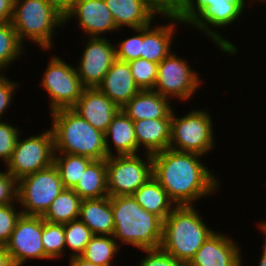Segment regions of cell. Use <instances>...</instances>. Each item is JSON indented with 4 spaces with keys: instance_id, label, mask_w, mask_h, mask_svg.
Segmentation results:
<instances>
[{
    "instance_id": "22",
    "label": "cell",
    "mask_w": 266,
    "mask_h": 266,
    "mask_svg": "<svg viewBox=\"0 0 266 266\" xmlns=\"http://www.w3.org/2000/svg\"><path fill=\"white\" fill-rule=\"evenodd\" d=\"M171 120L172 118H157L133 121L138 148H144L143 153L149 154L168 149L171 140Z\"/></svg>"
},
{
    "instance_id": "28",
    "label": "cell",
    "mask_w": 266,
    "mask_h": 266,
    "mask_svg": "<svg viewBox=\"0 0 266 266\" xmlns=\"http://www.w3.org/2000/svg\"><path fill=\"white\" fill-rule=\"evenodd\" d=\"M93 159L66 153H54L53 164L57 167L65 188L73 189Z\"/></svg>"
},
{
    "instance_id": "33",
    "label": "cell",
    "mask_w": 266,
    "mask_h": 266,
    "mask_svg": "<svg viewBox=\"0 0 266 266\" xmlns=\"http://www.w3.org/2000/svg\"><path fill=\"white\" fill-rule=\"evenodd\" d=\"M128 63L140 90H153L157 80L158 64L142 58L131 60Z\"/></svg>"
},
{
    "instance_id": "36",
    "label": "cell",
    "mask_w": 266,
    "mask_h": 266,
    "mask_svg": "<svg viewBox=\"0 0 266 266\" xmlns=\"http://www.w3.org/2000/svg\"><path fill=\"white\" fill-rule=\"evenodd\" d=\"M19 135H21L19 128L0 121V159L5 165L11 158Z\"/></svg>"
},
{
    "instance_id": "40",
    "label": "cell",
    "mask_w": 266,
    "mask_h": 266,
    "mask_svg": "<svg viewBox=\"0 0 266 266\" xmlns=\"http://www.w3.org/2000/svg\"><path fill=\"white\" fill-rule=\"evenodd\" d=\"M161 16H178L184 0H145Z\"/></svg>"
},
{
    "instance_id": "44",
    "label": "cell",
    "mask_w": 266,
    "mask_h": 266,
    "mask_svg": "<svg viewBox=\"0 0 266 266\" xmlns=\"http://www.w3.org/2000/svg\"><path fill=\"white\" fill-rule=\"evenodd\" d=\"M69 259H70L69 266H99L82 258L81 256H75Z\"/></svg>"
},
{
    "instance_id": "21",
    "label": "cell",
    "mask_w": 266,
    "mask_h": 266,
    "mask_svg": "<svg viewBox=\"0 0 266 266\" xmlns=\"http://www.w3.org/2000/svg\"><path fill=\"white\" fill-rule=\"evenodd\" d=\"M116 27L136 29L150 25L158 14L145 0H104Z\"/></svg>"
},
{
    "instance_id": "38",
    "label": "cell",
    "mask_w": 266,
    "mask_h": 266,
    "mask_svg": "<svg viewBox=\"0 0 266 266\" xmlns=\"http://www.w3.org/2000/svg\"><path fill=\"white\" fill-rule=\"evenodd\" d=\"M18 201V180L7 171H0V205Z\"/></svg>"
},
{
    "instance_id": "20",
    "label": "cell",
    "mask_w": 266,
    "mask_h": 266,
    "mask_svg": "<svg viewBox=\"0 0 266 266\" xmlns=\"http://www.w3.org/2000/svg\"><path fill=\"white\" fill-rule=\"evenodd\" d=\"M169 100L154 90H141L121 109L132 121L172 118L173 108Z\"/></svg>"
},
{
    "instance_id": "45",
    "label": "cell",
    "mask_w": 266,
    "mask_h": 266,
    "mask_svg": "<svg viewBox=\"0 0 266 266\" xmlns=\"http://www.w3.org/2000/svg\"><path fill=\"white\" fill-rule=\"evenodd\" d=\"M262 254L261 258L259 260V266H266V241L264 240L263 246H262Z\"/></svg>"
},
{
    "instance_id": "26",
    "label": "cell",
    "mask_w": 266,
    "mask_h": 266,
    "mask_svg": "<svg viewBox=\"0 0 266 266\" xmlns=\"http://www.w3.org/2000/svg\"><path fill=\"white\" fill-rule=\"evenodd\" d=\"M106 159L93 160L83 172L73 190L82 200L109 196L107 191Z\"/></svg>"
},
{
    "instance_id": "46",
    "label": "cell",
    "mask_w": 266,
    "mask_h": 266,
    "mask_svg": "<svg viewBox=\"0 0 266 266\" xmlns=\"http://www.w3.org/2000/svg\"><path fill=\"white\" fill-rule=\"evenodd\" d=\"M259 226V228L261 229V231L265 234L266 236V221L264 222H260V224H257Z\"/></svg>"
},
{
    "instance_id": "6",
    "label": "cell",
    "mask_w": 266,
    "mask_h": 266,
    "mask_svg": "<svg viewBox=\"0 0 266 266\" xmlns=\"http://www.w3.org/2000/svg\"><path fill=\"white\" fill-rule=\"evenodd\" d=\"M11 24L23 45L29 39L49 51L56 28H63L64 14L49 0H14Z\"/></svg>"
},
{
    "instance_id": "3",
    "label": "cell",
    "mask_w": 266,
    "mask_h": 266,
    "mask_svg": "<svg viewBox=\"0 0 266 266\" xmlns=\"http://www.w3.org/2000/svg\"><path fill=\"white\" fill-rule=\"evenodd\" d=\"M246 4V0H184L178 17L182 24L204 31L203 34L214 41L221 52L233 56L238 53L237 47L212 28L226 27L238 21Z\"/></svg>"
},
{
    "instance_id": "16",
    "label": "cell",
    "mask_w": 266,
    "mask_h": 266,
    "mask_svg": "<svg viewBox=\"0 0 266 266\" xmlns=\"http://www.w3.org/2000/svg\"><path fill=\"white\" fill-rule=\"evenodd\" d=\"M238 242L227 235L214 232L198 249L189 266H242Z\"/></svg>"
},
{
    "instance_id": "23",
    "label": "cell",
    "mask_w": 266,
    "mask_h": 266,
    "mask_svg": "<svg viewBox=\"0 0 266 266\" xmlns=\"http://www.w3.org/2000/svg\"><path fill=\"white\" fill-rule=\"evenodd\" d=\"M104 135L108 157L114 155L111 149L112 144L110 146L109 141L114 144L116 155H136L139 153L134 123L122 109L113 117Z\"/></svg>"
},
{
    "instance_id": "35",
    "label": "cell",
    "mask_w": 266,
    "mask_h": 266,
    "mask_svg": "<svg viewBox=\"0 0 266 266\" xmlns=\"http://www.w3.org/2000/svg\"><path fill=\"white\" fill-rule=\"evenodd\" d=\"M14 203L0 205V245H5L12 234L16 222L21 216V210L14 206Z\"/></svg>"
},
{
    "instance_id": "15",
    "label": "cell",
    "mask_w": 266,
    "mask_h": 266,
    "mask_svg": "<svg viewBox=\"0 0 266 266\" xmlns=\"http://www.w3.org/2000/svg\"><path fill=\"white\" fill-rule=\"evenodd\" d=\"M73 18H77L76 22H79L80 28L89 37L101 38L105 32L112 33L119 30L104 0H77L64 13V25Z\"/></svg>"
},
{
    "instance_id": "30",
    "label": "cell",
    "mask_w": 266,
    "mask_h": 266,
    "mask_svg": "<svg viewBox=\"0 0 266 266\" xmlns=\"http://www.w3.org/2000/svg\"><path fill=\"white\" fill-rule=\"evenodd\" d=\"M24 49L11 22L0 23V74L21 57Z\"/></svg>"
},
{
    "instance_id": "11",
    "label": "cell",
    "mask_w": 266,
    "mask_h": 266,
    "mask_svg": "<svg viewBox=\"0 0 266 266\" xmlns=\"http://www.w3.org/2000/svg\"><path fill=\"white\" fill-rule=\"evenodd\" d=\"M43 75L40 84L48 92L50 112L71 109L85 88L77 74L76 67L55 55L49 60Z\"/></svg>"
},
{
    "instance_id": "42",
    "label": "cell",
    "mask_w": 266,
    "mask_h": 266,
    "mask_svg": "<svg viewBox=\"0 0 266 266\" xmlns=\"http://www.w3.org/2000/svg\"><path fill=\"white\" fill-rule=\"evenodd\" d=\"M63 14L67 12L77 0H49Z\"/></svg>"
},
{
    "instance_id": "1",
    "label": "cell",
    "mask_w": 266,
    "mask_h": 266,
    "mask_svg": "<svg viewBox=\"0 0 266 266\" xmlns=\"http://www.w3.org/2000/svg\"><path fill=\"white\" fill-rule=\"evenodd\" d=\"M202 155L173 149L152 154L153 177L175 205H193L194 201L212 195L219 180L201 162Z\"/></svg>"
},
{
    "instance_id": "2",
    "label": "cell",
    "mask_w": 266,
    "mask_h": 266,
    "mask_svg": "<svg viewBox=\"0 0 266 266\" xmlns=\"http://www.w3.org/2000/svg\"><path fill=\"white\" fill-rule=\"evenodd\" d=\"M115 223L113 238L116 242L133 245L138 249L160 247L163 221L142 208L133 197H111Z\"/></svg>"
},
{
    "instance_id": "5",
    "label": "cell",
    "mask_w": 266,
    "mask_h": 266,
    "mask_svg": "<svg viewBox=\"0 0 266 266\" xmlns=\"http://www.w3.org/2000/svg\"><path fill=\"white\" fill-rule=\"evenodd\" d=\"M50 114L55 153L86 156L93 160L108 157L104 133L72 109H59Z\"/></svg>"
},
{
    "instance_id": "18",
    "label": "cell",
    "mask_w": 266,
    "mask_h": 266,
    "mask_svg": "<svg viewBox=\"0 0 266 266\" xmlns=\"http://www.w3.org/2000/svg\"><path fill=\"white\" fill-rule=\"evenodd\" d=\"M167 18L166 25L142 27V43L140 58L159 64L171 53V44L176 31V24H181L178 16H163Z\"/></svg>"
},
{
    "instance_id": "9",
    "label": "cell",
    "mask_w": 266,
    "mask_h": 266,
    "mask_svg": "<svg viewBox=\"0 0 266 266\" xmlns=\"http://www.w3.org/2000/svg\"><path fill=\"white\" fill-rule=\"evenodd\" d=\"M116 155L106 158L107 191L110 197L133 195L153 177L152 154Z\"/></svg>"
},
{
    "instance_id": "10",
    "label": "cell",
    "mask_w": 266,
    "mask_h": 266,
    "mask_svg": "<svg viewBox=\"0 0 266 266\" xmlns=\"http://www.w3.org/2000/svg\"><path fill=\"white\" fill-rule=\"evenodd\" d=\"M54 137L51 129L26 139H17L6 171L19 180L25 175L51 166L54 162Z\"/></svg>"
},
{
    "instance_id": "41",
    "label": "cell",
    "mask_w": 266,
    "mask_h": 266,
    "mask_svg": "<svg viewBox=\"0 0 266 266\" xmlns=\"http://www.w3.org/2000/svg\"><path fill=\"white\" fill-rule=\"evenodd\" d=\"M14 11V0H0V23L11 22Z\"/></svg>"
},
{
    "instance_id": "14",
    "label": "cell",
    "mask_w": 266,
    "mask_h": 266,
    "mask_svg": "<svg viewBox=\"0 0 266 266\" xmlns=\"http://www.w3.org/2000/svg\"><path fill=\"white\" fill-rule=\"evenodd\" d=\"M86 43L76 71L85 88H94L116 60L115 46L103 36L88 37Z\"/></svg>"
},
{
    "instance_id": "43",
    "label": "cell",
    "mask_w": 266,
    "mask_h": 266,
    "mask_svg": "<svg viewBox=\"0 0 266 266\" xmlns=\"http://www.w3.org/2000/svg\"><path fill=\"white\" fill-rule=\"evenodd\" d=\"M0 266H14L5 245H0Z\"/></svg>"
},
{
    "instance_id": "4",
    "label": "cell",
    "mask_w": 266,
    "mask_h": 266,
    "mask_svg": "<svg viewBox=\"0 0 266 266\" xmlns=\"http://www.w3.org/2000/svg\"><path fill=\"white\" fill-rule=\"evenodd\" d=\"M194 206L176 205L163 221L160 247L185 264L215 232L204 223Z\"/></svg>"
},
{
    "instance_id": "29",
    "label": "cell",
    "mask_w": 266,
    "mask_h": 266,
    "mask_svg": "<svg viewBox=\"0 0 266 266\" xmlns=\"http://www.w3.org/2000/svg\"><path fill=\"white\" fill-rule=\"evenodd\" d=\"M120 246L113 236L94 235L80 256L99 266H111Z\"/></svg>"
},
{
    "instance_id": "17",
    "label": "cell",
    "mask_w": 266,
    "mask_h": 266,
    "mask_svg": "<svg viewBox=\"0 0 266 266\" xmlns=\"http://www.w3.org/2000/svg\"><path fill=\"white\" fill-rule=\"evenodd\" d=\"M71 109L95 129L105 133L113 117L121 108L94 87L84 88L77 103Z\"/></svg>"
},
{
    "instance_id": "32",
    "label": "cell",
    "mask_w": 266,
    "mask_h": 266,
    "mask_svg": "<svg viewBox=\"0 0 266 266\" xmlns=\"http://www.w3.org/2000/svg\"><path fill=\"white\" fill-rule=\"evenodd\" d=\"M65 247H69L72 253L70 258L80 256L86 245L94 236L89 227L80 219L72 220L64 224Z\"/></svg>"
},
{
    "instance_id": "24",
    "label": "cell",
    "mask_w": 266,
    "mask_h": 266,
    "mask_svg": "<svg viewBox=\"0 0 266 266\" xmlns=\"http://www.w3.org/2000/svg\"><path fill=\"white\" fill-rule=\"evenodd\" d=\"M79 219L86 224L94 235L114 234V218L111 197L82 200Z\"/></svg>"
},
{
    "instance_id": "39",
    "label": "cell",
    "mask_w": 266,
    "mask_h": 266,
    "mask_svg": "<svg viewBox=\"0 0 266 266\" xmlns=\"http://www.w3.org/2000/svg\"><path fill=\"white\" fill-rule=\"evenodd\" d=\"M18 84L7 78L4 74H0V121H2L1 117L5 111L7 112L9 105L12 103L15 90L19 87Z\"/></svg>"
},
{
    "instance_id": "25",
    "label": "cell",
    "mask_w": 266,
    "mask_h": 266,
    "mask_svg": "<svg viewBox=\"0 0 266 266\" xmlns=\"http://www.w3.org/2000/svg\"><path fill=\"white\" fill-rule=\"evenodd\" d=\"M133 197L142 208L158 216L162 221L166 219L176 206L154 177L144 183L133 194Z\"/></svg>"
},
{
    "instance_id": "8",
    "label": "cell",
    "mask_w": 266,
    "mask_h": 266,
    "mask_svg": "<svg viewBox=\"0 0 266 266\" xmlns=\"http://www.w3.org/2000/svg\"><path fill=\"white\" fill-rule=\"evenodd\" d=\"M57 167L51 166L18 180V201L24 215L43 216L64 189Z\"/></svg>"
},
{
    "instance_id": "12",
    "label": "cell",
    "mask_w": 266,
    "mask_h": 266,
    "mask_svg": "<svg viewBox=\"0 0 266 266\" xmlns=\"http://www.w3.org/2000/svg\"><path fill=\"white\" fill-rule=\"evenodd\" d=\"M199 73L190 67L185 58L181 59L171 52L159 64L154 91L167 98H178L180 101L190 100L200 88Z\"/></svg>"
},
{
    "instance_id": "19",
    "label": "cell",
    "mask_w": 266,
    "mask_h": 266,
    "mask_svg": "<svg viewBox=\"0 0 266 266\" xmlns=\"http://www.w3.org/2000/svg\"><path fill=\"white\" fill-rule=\"evenodd\" d=\"M119 108L141 90L135 83L128 62L116 59L97 87Z\"/></svg>"
},
{
    "instance_id": "7",
    "label": "cell",
    "mask_w": 266,
    "mask_h": 266,
    "mask_svg": "<svg viewBox=\"0 0 266 266\" xmlns=\"http://www.w3.org/2000/svg\"><path fill=\"white\" fill-rule=\"evenodd\" d=\"M212 124V116L205 110L192 109L178 118L173 109L169 148L202 156L208 154L216 142Z\"/></svg>"
},
{
    "instance_id": "34",
    "label": "cell",
    "mask_w": 266,
    "mask_h": 266,
    "mask_svg": "<svg viewBox=\"0 0 266 266\" xmlns=\"http://www.w3.org/2000/svg\"><path fill=\"white\" fill-rule=\"evenodd\" d=\"M137 32L135 36L127 37L125 40L118 42V47H115L116 59L129 62L140 58L141 43H142V27L132 29Z\"/></svg>"
},
{
    "instance_id": "27",
    "label": "cell",
    "mask_w": 266,
    "mask_h": 266,
    "mask_svg": "<svg viewBox=\"0 0 266 266\" xmlns=\"http://www.w3.org/2000/svg\"><path fill=\"white\" fill-rule=\"evenodd\" d=\"M81 202V197L73 189L64 188L52 201L42 218L45 221L58 224L79 219Z\"/></svg>"
},
{
    "instance_id": "31",
    "label": "cell",
    "mask_w": 266,
    "mask_h": 266,
    "mask_svg": "<svg viewBox=\"0 0 266 266\" xmlns=\"http://www.w3.org/2000/svg\"><path fill=\"white\" fill-rule=\"evenodd\" d=\"M42 244L45 255L50 259H58L65 255L64 224L51 223L43 219Z\"/></svg>"
},
{
    "instance_id": "37",
    "label": "cell",
    "mask_w": 266,
    "mask_h": 266,
    "mask_svg": "<svg viewBox=\"0 0 266 266\" xmlns=\"http://www.w3.org/2000/svg\"><path fill=\"white\" fill-rule=\"evenodd\" d=\"M147 255L139 262V266H184L185 263L169 255L161 247L141 249Z\"/></svg>"
},
{
    "instance_id": "13",
    "label": "cell",
    "mask_w": 266,
    "mask_h": 266,
    "mask_svg": "<svg viewBox=\"0 0 266 266\" xmlns=\"http://www.w3.org/2000/svg\"><path fill=\"white\" fill-rule=\"evenodd\" d=\"M42 216L21 214L5 244L14 266H23L29 259H49L42 244Z\"/></svg>"
}]
</instances>
